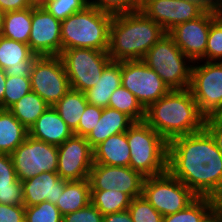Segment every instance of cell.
Here are the masks:
<instances>
[{
    "label": "cell",
    "mask_w": 222,
    "mask_h": 222,
    "mask_svg": "<svg viewBox=\"0 0 222 222\" xmlns=\"http://www.w3.org/2000/svg\"><path fill=\"white\" fill-rule=\"evenodd\" d=\"M167 171L197 197L222 203V153L205 128L168 143Z\"/></svg>",
    "instance_id": "1"
},
{
    "label": "cell",
    "mask_w": 222,
    "mask_h": 222,
    "mask_svg": "<svg viewBox=\"0 0 222 222\" xmlns=\"http://www.w3.org/2000/svg\"><path fill=\"white\" fill-rule=\"evenodd\" d=\"M206 117L189 88L170 90L145 110V122L168 143L174 138L201 131Z\"/></svg>",
    "instance_id": "2"
},
{
    "label": "cell",
    "mask_w": 222,
    "mask_h": 222,
    "mask_svg": "<svg viewBox=\"0 0 222 222\" xmlns=\"http://www.w3.org/2000/svg\"><path fill=\"white\" fill-rule=\"evenodd\" d=\"M165 33L141 10L113 15L108 55L112 61L142 60Z\"/></svg>",
    "instance_id": "3"
},
{
    "label": "cell",
    "mask_w": 222,
    "mask_h": 222,
    "mask_svg": "<svg viewBox=\"0 0 222 222\" xmlns=\"http://www.w3.org/2000/svg\"><path fill=\"white\" fill-rule=\"evenodd\" d=\"M113 15L88 5L61 21L62 51L72 48L107 51Z\"/></svg>",
    "instance_id": "4"
},
{
    "label": "cell",
    "mask_w": 222,
    "mask_h": 222,
    "mask_svg": "<svg viewBox=\"0 0 222 222\" xmlns=\"http://www.w3.org/2000/svg\"><path fill=\"white\" fill-rule=\"evenodd\" d=\"M130 167L144 177L167 172L168 142L145 121L134 122L126 131Z\"/></svg>",
    "instance_id": "5"
},
{
    "label": "cell",
    "mask_w": 222,
    "mask_h": 222,
    "mask_svg": "<svg viewBox=\"0 0 222 222\" xmlns=\"http://www.w3.org/2000/svg\"><path fill=\"white\" fill-rule=\"evenodd\" d=\"M142 61L160 76L170 90L189 88L193 62L168 33L147 51Z\"/></svg>",
    "instance_id": "6"
},
{
    "label": "cell",
    "mask_w": 222,
    "mask_h": 222,
    "mask_svg": "<svg viewBox=\"0 0 222 222\" xmlns=\"http://www.w3.org/2000/svg\"><path fill=\"white\" fill-rule=\"evenodd\" d=\"M189 89L206 118L222 115V62H193Z\"/></svg>",
    "instance_id": "7"
},
{
    "label": "cell",
    "mask_w": 222,
    "mask_h": 222,
    "mask_svg": "<svg viewBox=\"0 0 222 222\" xmlns=\"http://www.w3.org/2000/svg\"><path fill=\"white\" fill-rule=\"evenodd\" d=\"M142 196L162 215L168 216L185 209L197 196L168 171L145 177Z\"/></svg>",
    "instance_id": "8"
},
{
    "label": "cell",
    "mask_w": 222,
    "mask_h": 222,
    "mask_svg": "<svg viewBox=\"0 0 222 222\" xmlns=\"http://www.w3.org/2000/svg\"><path fill=\"white\" fill-rule=\"evenodd\" d=\"M60 57L70 87L80 92L92 88L100 79L103 69L112 61L107 51L86 48L63 50Z\"/></svg>",
    "instance_id": "9"
},
{
    "label": "cell",
    "mask_w": 222,
    "mask_h": 222,
    "mask_svg": "<svg viewBox=\"0 0 222 222\" xmlns=\"http://www.w3.org/2000/svg\"><path fill=\"white\" fill-rule=\"evenodd\" d=\"M10 155L20 181L43 172H57L58 146L36 140L29 135Z\"/></svg>",
    "instance_id": "10"
},
{
    "label": "cell",
    "mask_w": 222,
    "mask_h": 222,
    "mask_svg": "<svg viewBox=\"0 0 222 222\" xmlns=\"http://www.w3.org/2000/svg\"><path fill=\"white\" fill-rule=\"evenodd\" d=\"M30 82L31 90L49 106H54L71 89L60 56H38L31 70Z\"/></svg>",
    "instance_id": "11"
},
{
    "label": "cell",
    "mask_w": 222,
    "mask_h": 222,
    "mask_svg": "<svg viewBox=\"0 0 222 222\" xmlns=\"http://www.w3.org/2000/svg\"><path fill=\"white\" fill-rule=\"evenodd\" d=\"M121 85L135 95L146 110L170 89L142 60L121 61Z\"/></svg>",
    "instance_id": "12"
},
{
    "label": "cell",
    "mask_w": 222,
    "mask_h": 222,
    "mask_svg": "<svg viewBox=\"0 0 222 222\" xmlns=\"http://www.w3.org/2000/svg\"><path fill=\"white\" fill-rule=\"evenodd\" d=\"M221 13L222 10L209 7L201 16L176 25L168 34L192 62L205 61L210 26Z\"/></svg>",
    "instance_id": "13"
},
{
    "label": "cell",
    "mask_w": 222,
    "mask_h": 222,
    "mask_svg": "<svg viewBox=\"0 0 222 222\" xmlns=\"http://www.w3.org/2000/svg\"><path fill=\"white\" fill-rule=\"evenodd\" d=\"M208 8L202 0H144L140 10L168 33L176 25L201 16Z\"/></svg>",
    "instance_id": "14"
},
{
    "label": "cell",
    "mask_w": 222,
    "mask_h": 222,
    "mask_svg": "<svg viewBox=\"0 0 222 222\" xmlns=\"http://www.w3.org/2000/svg\"><path fill=\"white\" fill-rule=\"evenodd\" d=\"M88 179L91 190H117L133 199L142 195L145 177L131 167L93 163Z\"/></svg>",
    "instance_id": "15"
},
{
    "label": "cell",
    "mask_w": 222,
    "mask_h": 222,
    "mask_svg": "<svg viewBox=\"0 0 222 222\" xmlns=\"http://www.w3.org/2000/svg\"><path fill=\"white\" fill-rule=\"evenodd\" d=\"M93 163V149L86 137L73 134L58 146L57 174L62 179H88Z\"/></svg>",
    "instance_id": "16"
},
{
    "label": "cell",
    "mask_w": 222,
    "mask_h": 222,
    "mask_svg": "<svg viewBox=\"0 0 222 222\" xmlns=\"http://www.w3.org/2000/svg\"><path fill=\"white\" fill-rule=\"evenodd\" d=\"M28 45L39 56H60L62 53L61 21L42 6L32 7Z\"/></svg>",
    "instance_id": "17"
},
{
    "label": "cell",
    "mask_w": 222,
    "mask_h": 222,
    "mask_svg": "<svg viewBox=\"0 0 222 222\" xmlns=\"http://www.w3.org/2000/svg\"><path fill=\"white\" fill-rule=\"evenodd\" d=\"M35 54L28 44L5 38L0 35V68L6 76L30 78Z\"/></svg>",
    "instance_id": "18"
},
{
    "label": "cell",
    "mask_w": 222,
    "mask_h": 222,
    "mask_svg": "<svg viewBox=\"0 0 222 222\" xmlns=\"http://www.w3.org/2000/svg\"><path fill=\"white\" fill-rule=\"evenodd\" d=\"M67 180L59 177L57 172H43L22 182L23 205L35 206L44 201L58 202Z\"/></svg>",
    "instance_id": "19"
},
{
    "label": "cell",
    "mask_w": 222,
    "mask_h": 222,
    "mask_svg": "<svg viewBox=\"0 0 222 222\" xmlns=\"http://www.w3.org/2000/svg\"><path fill=\"white\" fill-rule=\"evenodd\" d=\"M28 135L36 140L59 146L73 135V131L54 107L49 106L28 130Z\"/></svg>",
    "instance_id": "20"
},
{
    "label": "cell",
    "mask_w": 222,
    "mask_h": 222,
    "mask_svg": "<svg viewBox=\"0 0 222 222\" xmlns=\"http://www.w3.org/2000/svg\"><path fill=\"white\" fill-rule=\"evenodd\" d=\"M134 121L125 113L116 109L102 108V115L86 140L92 149L102 143L108 137L126 132Z\"/></svg>",
    "instance_id": "21"
},
{
    "label": "cell",
    "mask_w": 222,
    "mask_h": 222,
    "mask_svg": "<svg viewBox=\"0 0 222 222\" xmlns=\"http://www.w3.org/2000/svg\"><path fill=\"white\" fill-rule=\"evenodd\" d=\"M93 162L107 166L130 167V149L126 132L108 137L93 149Z\"/></svg>",
    "instance_id": "22"
},
{
    "label": "cell",
    "mask_w": 222,
    "mask_h": 222,
    "mask_svg": "<svg viewBox=\"0 0 222 222\" xmlns=\"http://www.w3.org/2000/svg\"><path fill=\"white\" fill-rule=\"evenodd\" d=\"M121 85V61H111L102 71L96 84L85 91L88 104L108 107L111 94Z\"/></svg>",
    "instance_id": "23"
},
{
    "label": "cell",
    "mask_w": 222,
    "mask_h": 222,
    "mask_svg": "<svg viewBox=\"0 0 222 222\" xmlns=\"http://www.w3.org/2000/svg\"><path fill=\"white\" fill-rule=\"evenodd\" d=\"M0 204L23 205V186L11 155L0 153Z\"/></svg>",
    "instance_id": "24"
},
{
    "label": "cell",
    "mask_w": 222,
    "mask_h": 222,
    "mask_svg": "<svg viewBox=\"0 0 222 222\" xmlns=\"http://www.w3.org/2000/svg\"><path fill=\"white\" fill-rule=\"evenodd\" d=\"M90 197L89 179L66 181L56 206L64 216L86 207L91 202Z\"/></svg>",
    "instance_id": "25"
},
{
    "label": "cell",
    "mask_w": 222,
    "mask_h": 222,
    "mask_svg": "<svg viewBox=\"0 0 222 222\" xmlns=\"http://www.w3.org/2000/svg\"><path fill=\"white\" fill-rule=\"evenodd\" d=\"M28 136V129L8 110L0 108V153L11 154Z\"/></svg>",
    "instance_id": "26"
},
{
    "label": "cell",
    "mask_w": 222,
    "mask_h": 222,
    "mask_svg": "<svg viewBox=\"0 0 222 222\" xmlns=\"http://www.w3.org/2000/svg\"><path fill=\"white\" fill-rule=\"evenodd\" d=\"M87 104L85 93L71 88L53 107L74 132Z\"/></svg>",
    "instance_id": "27"
},
{
    "label": "cell",
    "mask_w": 222,
    "mask_h": 222,
    "mask_svg": "<svg viewBox=\"0 0 222 222\" xmlns=\"http://www.w3.org/2000/svg\"><path fill=\"white\" fill-rule=\"evenodd\" d=\"M32 7L5 13L1 36L28 44L31 33Z\"/></svg>",
    "instance_id": "28"
},
{
    "label": "cell",
    "mask_w": 222,
    "mask_h": 222,
    "mask_svg": "<svg viewBox=\"0 0 222 222\" xmlns=\"http://www.w3.org/2000/svg\"><path fill=\"white\" fill-rule=\"evenodd\" d=\"M49 105L34 91H30L8 110L29 130Z\"/></svg>",
    "instance_id": "29"
},
{
    "label": "cell",
    "mask_w": 222,
    "mask_h": 222,
    "mask_svg": "<svg viewBox=\"0 0 222 222\" xmlns=\"http://www.w3.org/2000/svg\"><path fill=\"white\" fill-rule=\"evenodd\" d=\"M221 203L211 197H197L185 209L163 216L162 222H202Z\"/></svg>",
    "instance_id": "30"
},
{
    "label": "cell",
    "mask_w": 222,
    "mask_h": 222,
    "mask_svg": "<svg viewBox=\"0 0 222 222\" xmlns=\"http://www.w3.org/2000/svg\"><path fill=\"white\" fill-rule=\"evenodd\" d=\"M91 203L102 215L128 210L131 198L117 190H91Z\"/></svg>",
    "instance_id": "31"
},
{
    "label": "cell",
    "mask_w": 222,
    "mask_h": 222,
    "mask_svg": "<svg viewBox=\"0 0 222 222\" xmlns=\"http://www.w3.org/2000/svg\"><path fill=\"white\" fill-rule=\"evenodd\" d=\"M108 107L128 115L134 122L145 120V109L135 95L120 85L110 97Z\"/></svg>",
    "instance_id": "32"
},
{
    "label": "cell",
    "mask_w": 222,
    "mask_h": 222,
    "mask_svg": "<svg viewBox=\"0 0 222 222\" xmlns=\"http://www.w3.org/2000/svg\"><path fill=\"white\" fill-rule=\"evenodd\" d=\"M31 91L30 78L22 76H7L5 82V92L1 109H9L20 98Z\"/></svg>",
    "instance_id": "33"
},
{
    "label": "cell",
    "mask_w": 222,
    "mask_h": 222,
    "mask_svg": "<svg viewBox=\"0 0 222 222\" xmlns=\"http://www.w3.org/2000/svg\"><path fill=\"white\" fill-rule=\"evenodd\" d=\"M62 219L56 204L49 201L25 207V222H62Z\"/></svg>",
    "instance_id": "34"
},
{
    "label": "cell",
    "mask_w": 222,
    "mask_h": 222,
    "mask_svg": "<svg viewBox=\"0 0 222 222\" xmlns=\"http://www.w3.org/2000/svg\"><path fill=\"white\" fill-rule=\"evenodd\" d=\"M133 222H162L163 216L144 198L138 196L128 207Z\"/></svg>",
    "instance_id": "35"
},
{
    "label": "cell",
    "mask_w": 222,
    "mask_h": 222,
    "mask_svg": "<svg viewBox=\"0 0 222 222\" xmlns=\"http://www.w3.org/2000/svg\"><path fill=\"white\" fill-rule=\"evenodd\" d=\"M88 5V0H49L42 7L56 19L62 21L68 16L82 11Z\"/></svg>",
    "instance_id": "36"
},
{
    "label": "cell",
    "mask_w": 222,
    "mask_h": 222,
    "mask_svg": "<svg viewBox=\"0 0 222 222\" xmlns=\"http://www.w3.org/2000/svg\"><path fill=\"white\" fill-rule=\"evenodd\" d=\"M205 61L222 62V13L211 23Z\"/></svg>",
    "instance_id": "37"
},
{
    "label": "cell",
    "mask_w": 222,
    "mask_h": 222,
    "mask_svg": "<svg viewBox=\"0 0 222 222\" xmlns=\"http://www.w3.org/2000/svg\"><path fill=\"white\" fill-rule=\"evenodd\" d=\"M90 6L100 11L117 15L140 10V0H88Z\"/></svg>",
    "instance_id": "38"
},
{
    "label": "cell",
    "mask_w": 222,
    "mask_h": 222,
    "mask_svg": "<svg viewBox=\"0 0 222 222\" xmlns=\"http://www.w3.org/2000/svg\"><path fill=\"white\" fill-rule=\"evenodd\" d=\"M102 115V108L87 104L78 124V128L73 132L74 135L87 137L98 123Z\"/></svg>",
    "instance_id": "39"
},
{
    "label": "cell",
    "mask_w": 222,
    "mask_h": 222,
    "mask_svg": "<svg viewBox=\"0 0 222 222\" xmlns=\"http://www.w3.org/2000/svg\"><path fill=\"white\" fill-rule=\"evenodd\" d=\"M62 222H103V215L90 202L86 207L64 215Z\"/></svg>",
    "instance_id": "40"
},
{
    "label": "cell",
    "mask_w": 222,
    "mask_h": 222,
    "mask_svg": "<svg viewBox=\"0 0 222 222\" xmlns=\"http://www.w3.org/2000/svg\"><path fill=\"white\" fill-rule=\"evenodd\" d=\"M0 222H25V206L0 204Z\"/></svg>",
    "instance_id": "41"
},
{
    "label": "cell",
    "mask_w": 222,
    "mask_h": 222,
    "mask_svg": "<svg viewBox=\"0 0 222 222\" xmlns=\"http://www.w3.org/2000/svg\"><path fill=\"white\" fill-rule=\"evenodd\" d=\"M204 128L213 137L217 148L222 153V115L207 117Z\"/></svg>",
    "instance_id": "42"
},
{
    "label": "cell",
    "mask_w": 222,
    "mask_h": 222,
    "mask_svg": "<svg viewBox=\"0 0 222 222\" xmlns=\"http://www.w3.org/2000/svg\"><path fill=\"white\" fill-rule=\"evenodd\" d=\"M33 0H0V8L6 13L34 7Z\"/></svg>",
    "instance_id": "43"
},
{
    "label": "cell",
    "mask_w": 222,
    "mask_h": 222,
    "mask_svg": "<svg viewBox=\"0 0 222 222\" xmlns=\"http://www.w3.org/2000/svg\"><path fill=\"white\" fill-rule=\"evenodd\" d=\"M103 222H133L128 210L103 215Z\"/></svg>",
    "instance_id": "44"
},
{
    "label": "cell",
    "mask_w": 222,
    "mask_h": 222,
    "mask_svg": "<svg viewBox=\"0 0 222 222\" xmlns=\"http://www.w3.org/2000/svg\"><path fill=\"white\" fill-rule=\"evenodd\" d=\"M202 222H222V203Z\"/></svg>",
    "instance_id": "45"
},
{
    "label": "cell",
    "mask_w": 222,
    "mask_h": 222,
    "mask_svg": "<svg viewBox=\"0 0 222 222\" xmlns=\"http://www.w3.org/2000/svg\"><path fill=\"white\" fill-rule=\"evenodd\" d=\"M6 77L5 71L0 68V104L4 98Z\"/></svg>",
    "instance_id": "46"
},
{
    "label": "cell",
    "mask_w": 222,
    "mask_h": 222,
    "mask_svg": "<svg viewBox=\"0 0 222 222\" xmlns=\"http://www.w3.org/2000/svg\"><path fill=\"white\" fill-rule=\"evenodd\" d=\"M4 17H5V12L0 8V34L3 29Z\"/></svg>",
    "instance_id": "47"
},
{
    "label": "cell",
    "mask_w": 222,
    "mask_h": 222,
    "mask_svg": "<svg viewBox=\"0 0 222 222\" xmlns=\"http://www.w3.org/2000/svg\"><path fill=\"white\" fill-rule=\"evenodd\" d=\"M33 1H34L35 6H42L49 0H33Z\"/></svg>",
    "instance_id": "48"
},
{
    "label": "cell",
    "mask_w": 222,
    "mask_h": 222,
    "mask_svg": "<svg viewBox=\"0 0 222 222\" xmlns=\"http://www.w3.org/2000/svg\"><path fill=\"white\" fill-rule=\"evenodd\" d=\"M205 2L209 7H215V0H202Z\"/></svg>",
    "instance_id": "49"
},
{
    "label": "cell",
    "mask_w": 222,
    "mask_h": 222,
    "mask_svg": "<svg viewBox=\"0 0 222 222\" xmlns=\"http://www.w3.org/2000/svg\"><path fill=\"white\" fill-rule=\"evenodd\" d=\"M215 8L222 10V0H215Z\"/></svg>",
    "instance_id": "50"
}]
</instances>
